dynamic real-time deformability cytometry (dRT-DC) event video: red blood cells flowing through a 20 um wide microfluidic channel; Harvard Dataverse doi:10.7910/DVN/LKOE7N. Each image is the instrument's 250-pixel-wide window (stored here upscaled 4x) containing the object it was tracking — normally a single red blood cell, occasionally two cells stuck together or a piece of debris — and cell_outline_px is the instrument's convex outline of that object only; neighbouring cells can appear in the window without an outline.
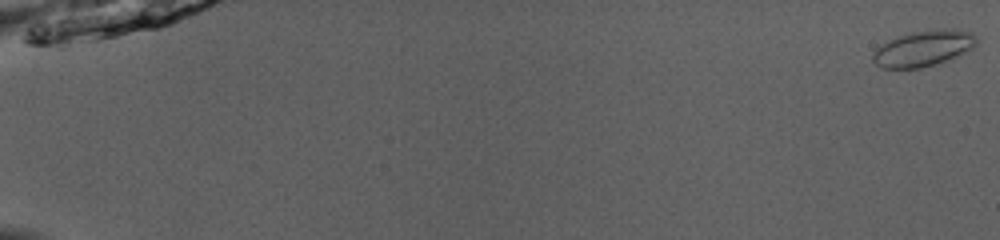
{"species": "common noctule bat (a hibernating species)", "species_latin": "Nyctalus noctula", "temperature_condition": "room temperature", "stored_images_in_passage": 52, "camera_frame_rate_fps": 3000, "um_per_image_px": 0.085, "animal": {"sex": "male", "body_mass_g": 13.0, "forearm_length_mm": 53.1}, "frame": {"image": 1, "passage_image": 1, "time_ms": 0.0, "image_size_px": [1000, 240], "cell_outline_px": [[980, 40], [968, 52], [952, 60], [920, 68], [880, 68], [872, 60], [872, 52], [876, 48], [888, 40], [912, 32], [936, 28], [956, 28], [972, 32]], "centroid_in_image_um": [78.56, 4.1], "position_along_channel_um": 6.4, "area_um2": 22.31}}
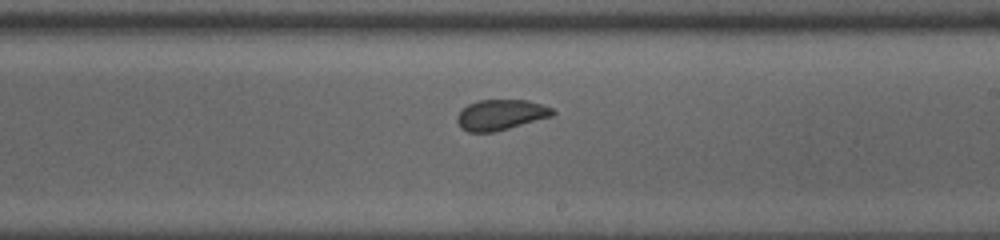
{"frame": {"image": 2, "passage_image": 33, "time_ms": 10.667, "image_size_px": [1000, 240], "cell_outline_px": [[556, 112], [552, 116], [508, 128], [492, 132], [468, 132], [460, 128], [456, 120], [456, 116], [468, 104], [480, 100], [528, 100], [552, 108]], "centroid_in_image_um": [42.54, 9.76], "position_along_channel_um": 246.5, "area_um2": 16.82}}
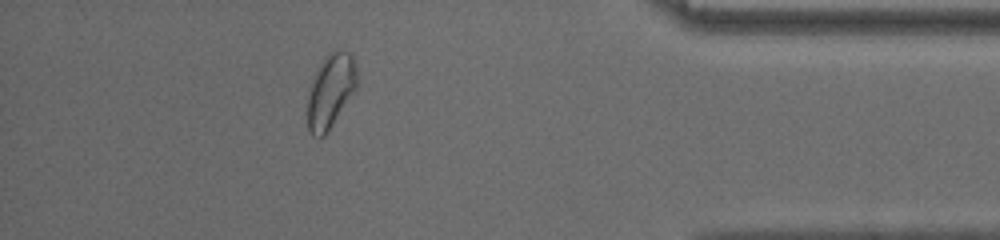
{"frame": {"image": 3, "passage_image": 47, "time_ms": 15.333, "image_size_px": [1000, 240], "cell_outline_px": [[356, 88], [328, 132], [324, 136], [312, 136], [308, 132], [308, 96], [312, 76], [324, 56], [328, 52], [352, 52], [356, 68]], "centroid_in_image_um": [28.08, 7.73], "position_along_channel_um": 407.1, "area_um2": 21.27}, "authors_computed_cell_mechanics": {"area_um2": 18.496, "velocity_mm_per_s": 4.0881, "shape_relaxation_time_tau1_ms": 3.2704, "shape_relaxation_time_tau2_ms": 1.12, "deformation_change_tau1": 0.057, "deformation_change_tau2": 0.0502}}